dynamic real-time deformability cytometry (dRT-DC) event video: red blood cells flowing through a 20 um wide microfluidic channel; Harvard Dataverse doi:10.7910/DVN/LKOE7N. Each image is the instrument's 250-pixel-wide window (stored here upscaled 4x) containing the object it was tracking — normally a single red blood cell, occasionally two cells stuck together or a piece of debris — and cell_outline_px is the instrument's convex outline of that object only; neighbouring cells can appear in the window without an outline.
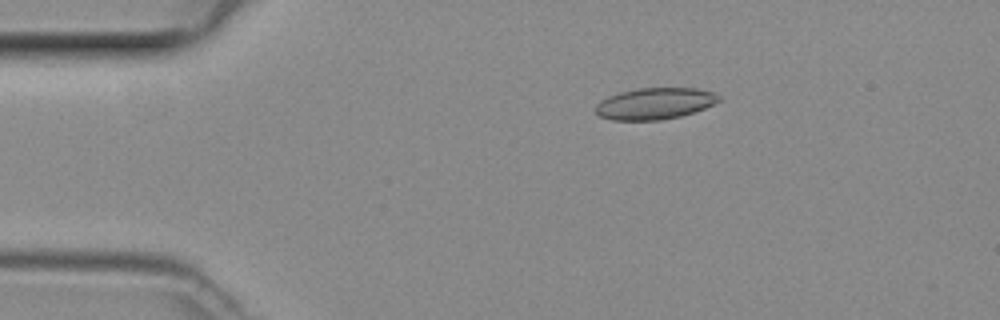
{"species": "common noctule bat (a hibernating species)", "species_latin": "Nyctalus noctula", "temperature_condition": "room temperature", "stored_images_in_passage": 16, "camera_frame_rate_fps": 3000, "um_per_image_px": 0.085, "animal": {"sex": "female", "body_mass_g": 29.2, "forearm_length_mm": 56.3}, "frame": {"image": 1, "passage_image": 3, "time_ms": 0.667, "image_size_px": [1000, 320], "cell_outline_px": [[720, 100], [704, 108], [680, 116], [660, 120], [612, 120], [600, 116], [596, 112], [596, 104], [600, 100], [608, 96], [620, 92], [640, 88], [696, 88], [712, 92], [720, 96]], "centroid_in_image_um": [55.63, 8.8], "position_along_channel_um": 29.4, "area_um2": 22.43}}
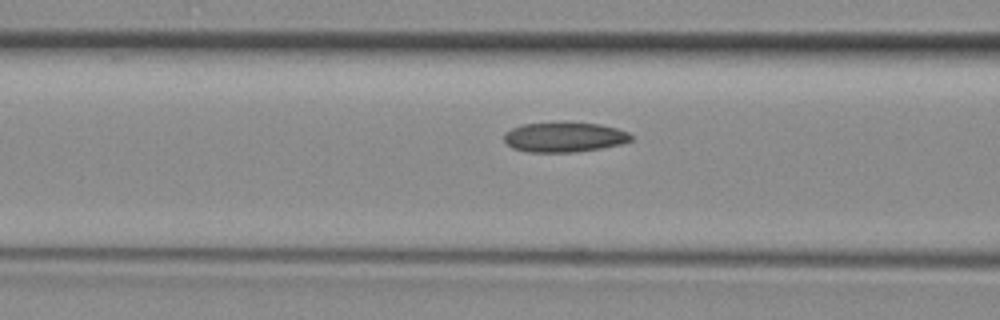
{"frame": {"image": 2, "passage_image": 13, "time_ms": 4.0, "image_size_px": [1000, 320], "cell_outline_px": [[632, 140], [620, 144], [600, 148], [572, 152], [528, 152], [512, 148], [504, 140], [504, 132], [512, 128], [524, 124], [564, 120], [568, 120], [600, 124], [616, 128], [628, 132], [632, 136]], "centroid_in_image_um": [47.95, 11.62], "position_along_channel_um": 118.7, "area_um2": 22.66}}
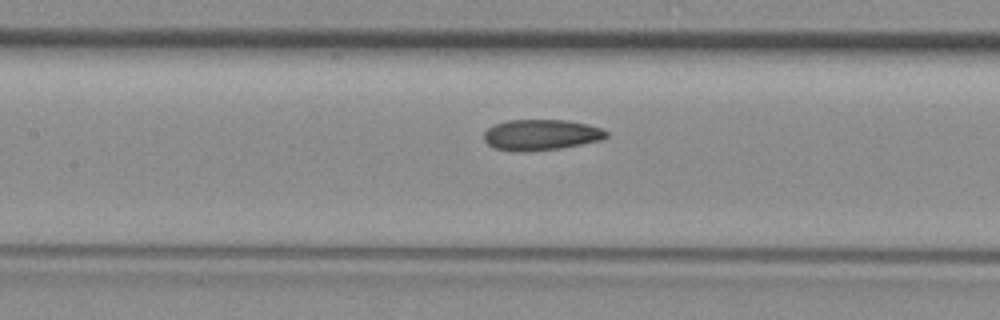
{"frame": {"image": 3, "passage_image": 16, "time_ms": 5.0, "image_size_px": [1000, 320], "cell_outline_px": [[608, 136], [600, 140], [560, 148], [524, 152], [512, 152], [496, 148], [488, 144], [484, 140], [484, 132], [488, 128], [496, 124], [508, 120], [564, 120], [588, 124], [600, 128], [608, 132]], "centroid_in_image_um": [45.97, 11.46], "position_along_channel_um": 161.4, "area_um2": 21.91}}